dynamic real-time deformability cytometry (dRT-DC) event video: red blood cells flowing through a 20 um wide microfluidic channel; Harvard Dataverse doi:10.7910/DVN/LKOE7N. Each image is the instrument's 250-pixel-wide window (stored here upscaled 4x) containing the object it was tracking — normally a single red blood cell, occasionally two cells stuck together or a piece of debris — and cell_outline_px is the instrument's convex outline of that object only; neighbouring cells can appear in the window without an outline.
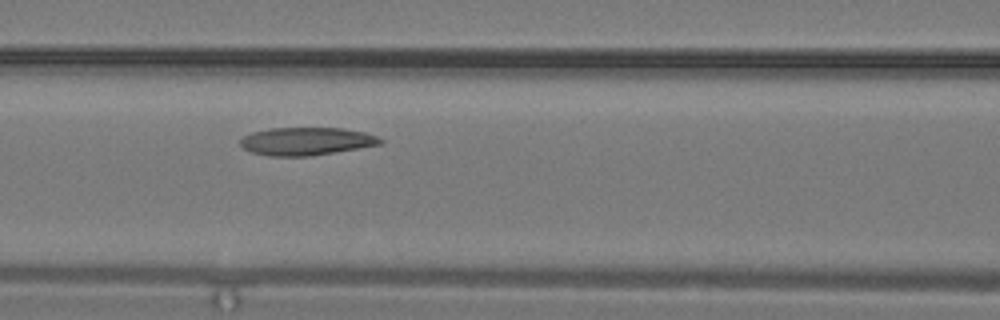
{"species": "common noctule bat (a hibernating species)", "species_latin": "Nyctalus noctula", "temperature_condition": "warm", "stored_images_in_passage": 3, "camera_frame_rate_fps": 3000, "um_per_image_px": 0.085, "animal": {"sex": "male", "body_mass_g": 19.2, "forearm_length_mm": 51.8}, "frame": {"image": 1, "passage_image": 3, "time_ms": 0.667, "image_size_px": [1000, 320], "cell_outline_px": [[384, 144], [312, 156], [268, 156], [252, 152], [244, 148], [240, 144], [240, 140], [244, 136], [252, 132], [268, 128], [340, 128], [364, 132], [376, 136], [384, 140]], "centroid_in_image_um": [26.06, 12.01], "position_along_channel_um": 140.5, "area_um2": 22.83}}